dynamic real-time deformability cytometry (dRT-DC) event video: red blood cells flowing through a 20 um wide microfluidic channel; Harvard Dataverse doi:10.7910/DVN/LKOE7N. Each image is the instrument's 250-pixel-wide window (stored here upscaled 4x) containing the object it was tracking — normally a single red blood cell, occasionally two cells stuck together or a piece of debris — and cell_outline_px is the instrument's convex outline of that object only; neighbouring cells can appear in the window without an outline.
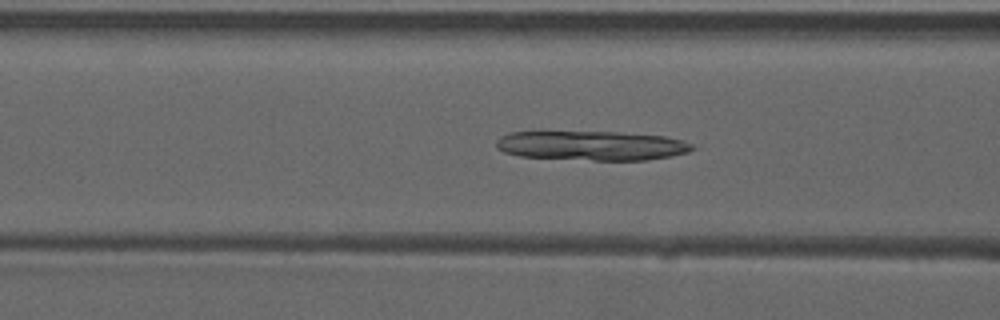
{"species": "common noctule bat (a hibernating species)", "species_latin": "Nyctalus noctula", "temperature_condition": "warm", "stored_images_in_passage": 40, "camera_frame_rate_fps": 3000, "um_per_image_px": 0.085, "animal": {"sex": "male", "forearm_length_mm": 52.5}, "frame": {"image": 1, "passage_image": 9, "time_ms": 2.667, "image_size_px": [1000, 320], "cell_outline_px": [[696, 148], [688, 152], [668, 156], [644, 160], [592, 160], [520, 156], [504, 152], [496, 148], [496, 140], [500, 136], [508, 132], [616, 132], [664, 136], [684, 140], [692, 144]], "centroid_in_image_um": [50.28, 12.37], "position_along_channel_um": 116.3, "area_um2": 33.52}}
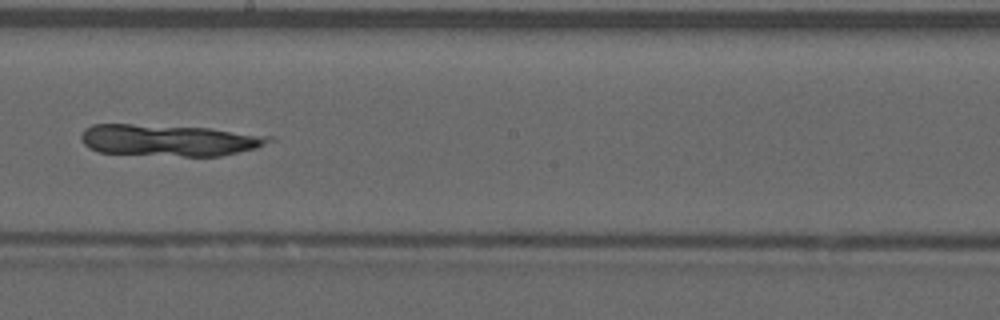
{"frame": {"image": 2, "passage_image": 18, "time_ms": 5.667, "image_size_px": [1000, 320], "cell_outline_px": [[276, 140], [256, 148], [220, 156], [184, 156], [100, 152], [88, 148], [84, 144], [80, 136], [84, 128], [92, 124], [132, 124], [208, 128], [276, 136]], "centroid_in_image_um": [14.41, 11.91], "position_along_channel_um": 233.8, "area_um2": 34.68}}
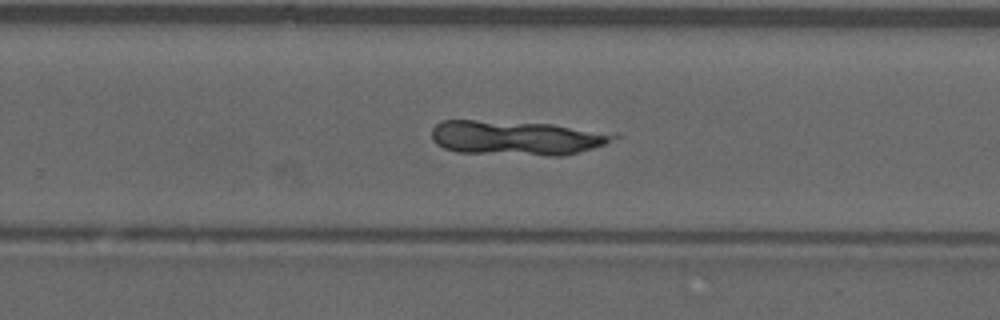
{"frame": {"image": 3, "passage_image": 22, "time_ms": 7.0, "image_size_px": [1000, 320], "cell_outline_px": [[620, 136], [604, 144], [592, 148], [560, 156], [544, 156], [456, 152], [444, 148], [436, 144], [432, 140], [432, 128], [440, 120], [476, 120], [552, 124], [620, 132]], "centroid_in_image_um": [43.95, 11.71], "position_along_channel_um": 285.9, "area_um2": 37.22}}